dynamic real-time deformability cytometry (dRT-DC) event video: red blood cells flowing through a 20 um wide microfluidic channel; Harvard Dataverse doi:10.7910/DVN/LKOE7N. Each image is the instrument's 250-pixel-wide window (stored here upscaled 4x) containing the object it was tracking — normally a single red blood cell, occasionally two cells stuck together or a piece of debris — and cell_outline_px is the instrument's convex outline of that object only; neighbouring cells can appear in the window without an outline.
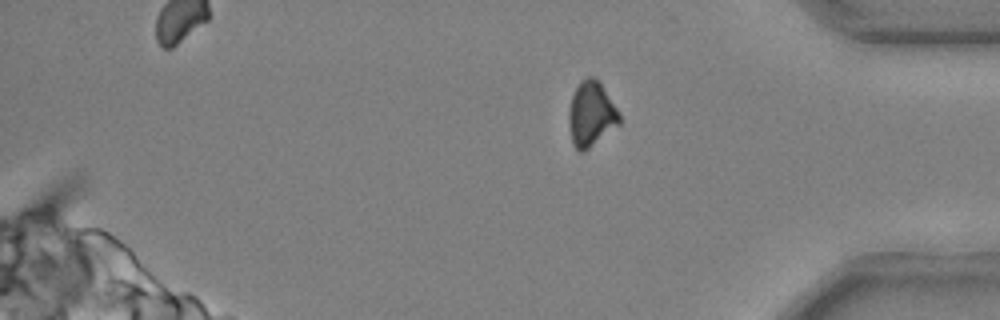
{"species": "common noctule bat (a hibernating species)", "species_latin": "Nyctalus noctula", "temperature_condition": "cold", "stored_images_in_passage": 13, "camera_frame_rate_fps": 3000, "um_per_image_px": 0.085, "animal": {"sex": "male", "body_mass_g": 20.4}, "frame": {"image": 1, "passage_image": 13, "time_ms": 4.0, "image_size_px": [1000, 320], "cell_outline_px": [[620, 124], [584, 152], [580, 152], [572, 144], [568, 124], [568, 112], [572, 96], [580, 80], [588, 76], [592, 76], [600, 84], [620, 112]], "centroid_in_image_um": [50.23, 9.72], "position_along_channel_um": 385.0, "area_um2": 19.13}}